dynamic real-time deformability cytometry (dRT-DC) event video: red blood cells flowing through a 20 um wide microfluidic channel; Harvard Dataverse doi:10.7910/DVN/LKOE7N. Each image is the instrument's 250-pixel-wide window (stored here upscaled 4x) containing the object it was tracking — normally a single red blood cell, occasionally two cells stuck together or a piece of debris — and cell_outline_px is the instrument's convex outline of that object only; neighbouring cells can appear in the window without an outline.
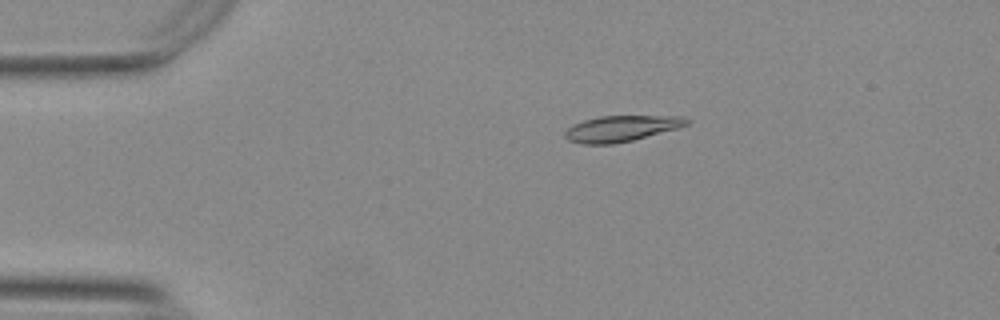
{"species": "Egyptian fruit bat (a non-hibernating species)", "species_latin": "Rousettus aegyptiacus", "temperature_condition": "warm", "stored_images_in_passage": 47, "camera_frame_rate_fps": 3000, "um_per_image_px": 0.085, "animal": {"sex": "female"}, "frame": {"image": 1, "passage_image": 3, "time_ms": 0.667, "image_size_px": [1000, 320], "cell_outline_px": [[692, 120], [688, 124], [676, 128], [632, 140], [612, 144], [580, 144], [568, 140], [564, 136], [564, 132], [572, 124], [584, 120], [600, 116], [680, 116]], "centroid_in_image_um": [52.76, 10.92], "position_along_channel_um": 32.2, "area_um2": 18.26}}
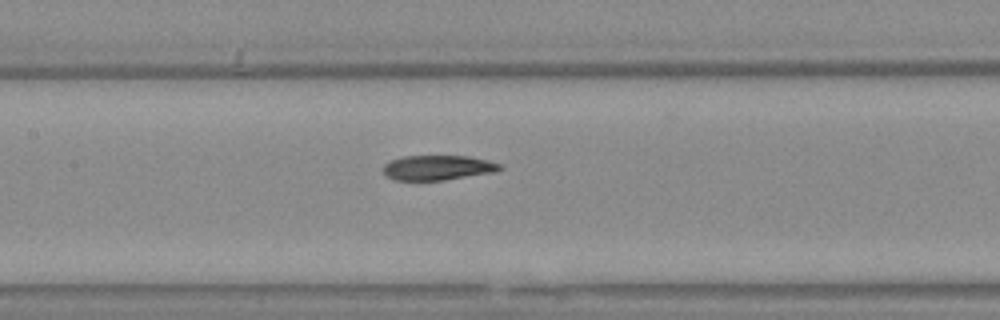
{"frame": {"image": 2, "passage_image": 18, "time_ms": 5.667, "image_size_px": [1000, 320], "cell_outline_px": [[504, 168], [496, 172], [444, 180], [396, 180], [388, 176], [380, 168], [384, 164], [392, 160], [404, 156], [468, 156], [488, 160], [500, 164]], "centroid_in_image_um": [37.23, 14.25], "position_along_channel_um": 170.2, "area_um2": 16.94}}
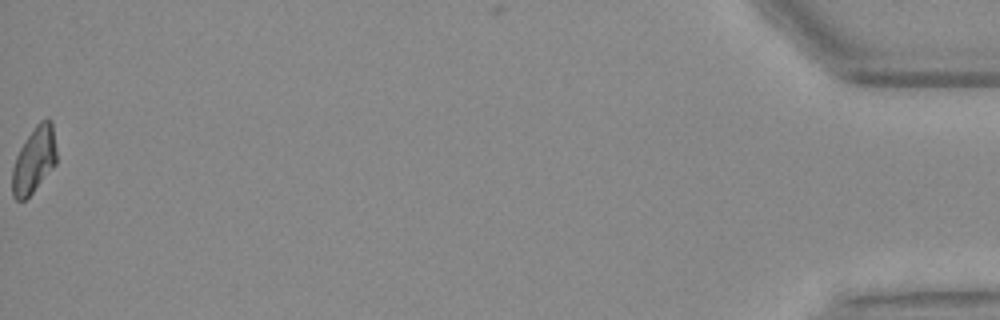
{"frame": {"image": 3, "passage_image": 47, "time_ms": 15.333, "image_size_px": [1000, 320], "cell_outline_px": [[56, 164], [32, 192], [24, 200], [16, 200], [12, 196], [12, 168], [16, 156], [20, 148], [36, 124], [40, 120], [48, 116], [52, 120], [56, 148]], "centroid_in_image_um": [2.9, 13.57], "position_along_channel_um": 432.3, "area_um2": 17.05}, "authors_computed_cell_mechanics": {"area_um2": 18.0336, "velocity_mm_per_s": 3.7603, "shape_relaxation_time_tau1_ms": 6.8525, "shape_relaxation_time_tau2_ms": 3.3683, "deformation_change_tau1": 0.1937, "deformation_change_tau2": 0.0776}}